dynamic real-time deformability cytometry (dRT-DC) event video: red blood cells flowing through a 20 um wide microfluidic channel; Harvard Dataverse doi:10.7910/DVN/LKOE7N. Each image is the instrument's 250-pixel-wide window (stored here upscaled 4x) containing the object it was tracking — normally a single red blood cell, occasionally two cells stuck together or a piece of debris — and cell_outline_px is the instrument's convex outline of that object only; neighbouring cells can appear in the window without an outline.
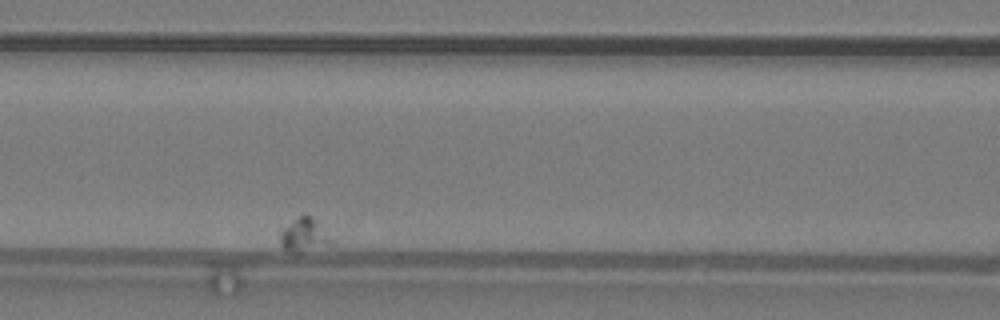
{"species": "common noctule bat (a hibernating species)", "species_latin": "Nyctalus noctula", "temperature_condition": "warm", "stored_images_in_passage": 31, "camera_frame_rate_fps": 3000, "um_per_image_px": 0.085, "animal": {"sex": "male", "body_mass_g": 19.2, "forearm_length_mm": 51.8}, "frame": {"image": 1, "passage_image": 10, "time_ms": 3.0, "image_size_px": [1000, 320], "cell_outline_px": [[336, 244], [296, 256], [284, 248], [280, 244], [280, 228], [304, 212], [312, 216], [336, 240]], "centroid_in_image_um": [25.91, 20.02], "position_along_channel_um": 140.7, "area_um2": 11.16}}